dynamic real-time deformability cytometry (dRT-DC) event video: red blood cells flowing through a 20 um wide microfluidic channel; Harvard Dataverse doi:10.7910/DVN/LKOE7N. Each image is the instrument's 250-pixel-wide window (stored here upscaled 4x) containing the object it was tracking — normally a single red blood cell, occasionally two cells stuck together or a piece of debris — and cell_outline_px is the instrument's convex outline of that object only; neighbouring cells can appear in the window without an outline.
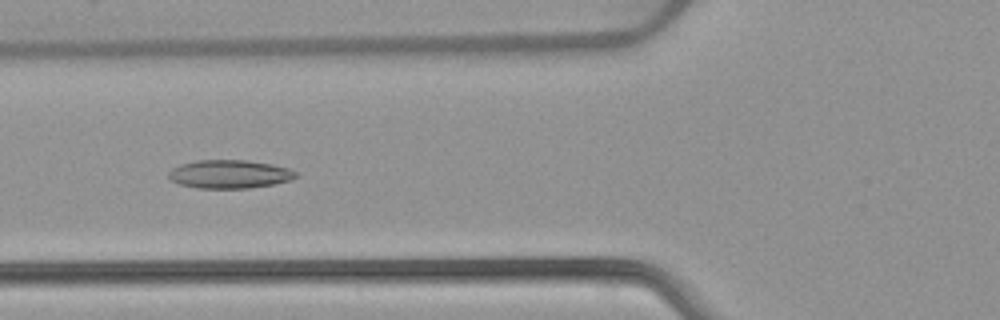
{"species": "common noctule bat (a hibernating species)", "species_latin": "Nyctalus noctula", "temperature_condition": "warm", "stored_images_in_passage": 52, "camera_frame_rate_fps": 3000, "um_per_image_px": 0.085, "animal": {"sex": "female", "body_mass_g": 22.7, "forearm_length_mm": 54.2}, "frame": {"image": 1, "passage_image": 20, "time_ms": 6.333, "image_size_px": [1000, 320], "cell_outline_px": [[296, 176], [292, 180], [272, 184], [248, 188], [196, 188], [180, 184], [168, 180], [168, 172], [172, 168], [180, 164], [196, 160], [248, 160], [272, 164], [288, 168], [296, 172]], "centroid_in_image_um": [19.46, 14.8], "position_along_channel_um": 106.3, "area_um2": 21.15}}
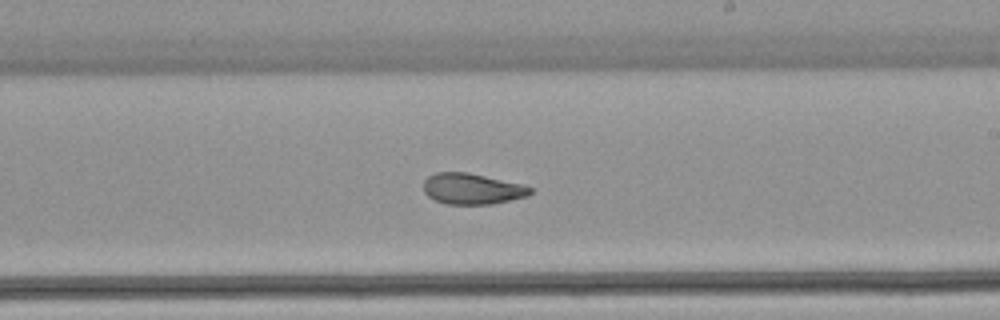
{"frame": {"image": 2, "passage_image": 31, "time_ms": 10.0, "image_size_px": [1000, 320], "cell_outline_px": [[532, 192], [528, 196], [492, 204], [448, 204], [436, 200], [428, 196], [424, 192], [424, 180], [428, 176], [436, 172], [468, 172], [524, 184], [532, 188]], "centroid_in_image_um": [40.15, 16.04], "position_along_channel_um": 248.9, "area_um2": 19.31}}
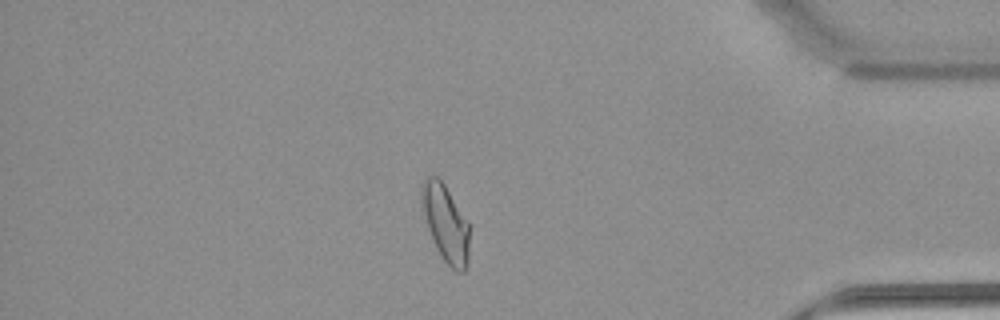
{"frame": {"image": 3, "passage_image": 45, "time_ms": 14.667, "image_size_px": [1000, 320], "cell_outline_px": [[468, 264], [464, 272], [456, 272], [444, 260], [436, 248], [428, 228], [424, 212], [420, 192], [420, 188], [424, 176], [436, 176], [444, 184], [468, 220]], "centroid_in_image_um": [37.88, 18.96], "position_along_channel_um": 397.3, "area_um2": 21.21}, "authors_computed_cell_mechanics": {"area_um2": 21.5016, "velocity_mm_per_s": 3.8885, "shape_relaxation_time_tau1_ms": null, "shape_relaxation_time_tau2_ms": 1.6549, "deformation_change_tau1": null, "deformation_change_tau2": 0.0735}}